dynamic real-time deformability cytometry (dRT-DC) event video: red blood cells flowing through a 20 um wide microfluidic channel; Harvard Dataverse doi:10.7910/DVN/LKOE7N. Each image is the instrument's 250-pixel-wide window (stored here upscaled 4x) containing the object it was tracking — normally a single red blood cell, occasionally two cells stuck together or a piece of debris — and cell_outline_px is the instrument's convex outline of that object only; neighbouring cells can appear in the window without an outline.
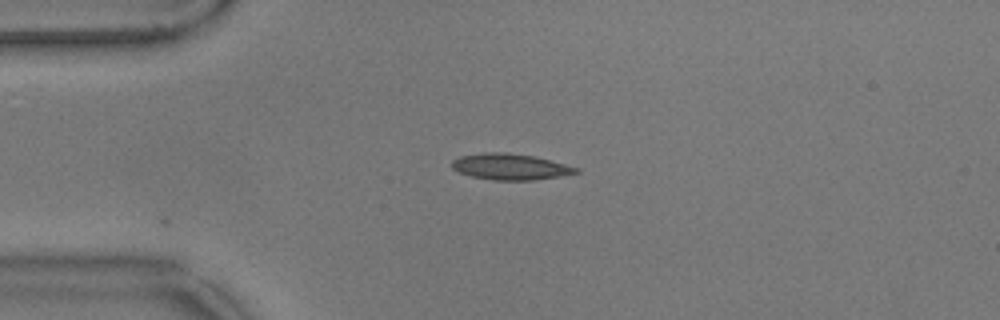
{"species": "common noctule bat (a hibernating species)", "species_latin": "Nyctalus noctula", "temperature_condition": "warm", "stored_images_in_passage": 7, "camera_frame_rate_fps": 3000, "um_per_image_px": 0.085, "animal": {"sex": "male", "body_mass_g": 17.9}, "frame": {"image": 1, "passage_image": 1, "time_ms": 0.0, "image_size_px": [1000, 320], "cell_outline_px": [[580, 172], [532, 180], [492, 180], [472, 176], [460, 172], [452, 168], [452, 160], [460, 156], [484, 152], [508, 152], [532, 156], [580, 168]], "centroid_in_image_um": [43.33, 14.16], "position_along_channel_um": 41.7, "area_um2": 18.61}}